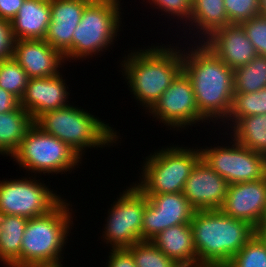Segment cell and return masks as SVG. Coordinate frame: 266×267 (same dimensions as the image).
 <instances>
[{
  "instance_id": "13",
  "label": "cell",
  "mask_w": 266,
  "mask_h": 267,
  "mask_svg": "<svg viewBox=\"0 0 266 267\" xmlns=\"http://www.w3.org/2000/svg\"><path fill=\"white\" fill-rule=\"evenodd\" d=\"M141 240H151L168 227L190 223L195 209L182 192L145 194Z\"/></svg>"
},
{
  "instance_id": "38",
  "label": "cell",
  "mask_w": 266,
  "mask_h": 267,
  "mask_svg": "<svg viewBox=\"0 0 266 267\" xmlns=\"http://www.w3.org/2000/svg\"><path fill=\"white\" fill-rule=\"evenodd\" d=\"M256 234L266 245V219L256 228Z\"/></svg>"
},
{
  "instance_id": "30",
  "label": "cell",
  "mask_w": 266,
  "mask_h": 267,
  "mask_svg": "<svg viewBox=\"0 0 266 267\" xmlns=\"http://www.w3.org/2000/svg\"><path fill=\"white\" fill-rule=\"evenodd\" d=\"M226 267H266V245L255 234Z\"/></svg>"
},
{
  "instance_id": "33",
  "label": "cell",
  "mask_w": 266,
  "mask_h": 267,
  "mask_svg": "<svg viewBox=\"0 0 266 267\" xmlns=\"http://www.w3.org/2000/svg\"><path fill=\"white\" fill-rule=\"evenodd\" d=\"M258 55L266 57V16L260 14L240 24Z\"/></svg>"
},
{
  "instance_id": "12",
  "label": "cell",
  "mask_w": 266,
  "mask_h": 267,
  "mask_svg": "<svg viewBox=\"0 0 266 267\" xmlns=\"http://www.w3.org/2000/svg\"><path fill=\"white\" fill-rule=\"evenodd\" d=\"M169 130L188 129L200 122L209 123L198 110L191 80L182 70L156 103L146 111ZM199 122V123H198ZM188 127V128H186Z\"/></svg>"
},
{
  "instance_id": "25",
  "label": "cell",
  "mask_w": 266,
  "mask_h": 267,
  "mask_svg": "<svg viewBox=\"0 0 266 267\" xmlns=\"http://www.w3.org/2000/svg\"><path fill=\"white\" fill-rule=\"evenodd\" d=\"M27 221L23 216L7 215L1 224L0 261L6 265L4 267H10L20 257Z\"/></svg>"
},
{
  "instance_id": "26",
  "label": "cell",
  "mask_w": 266,
  "mask_h": 267,
  "mask_svg": "<svg viewBox=\"0 0 266 267\" xmlns=\"http://www.w3.org/2000/svg\"><path fill=\"white\" fill-rule=\"evenodd\" d=\"M266 88V57L257 55L234 69V93H253Z\"/></svg>"
},
{
  "instance_id": "29",
  "label": "cell",
  "mask_w": 266,
  "mask_h": 267,
  "mask_svg": "<svg viewBox=\"0 0 266 267\" xmlns=\"http://www.w3.org/2000/svg\"><path fill=\"white\" fill-rule=\"evenodd\" d=\"M28 80L25 70L12 57L0 60V87L4 90L20 100Z\"/></svg>"
},
{
  "instance_id": "1",
  "label": "cell",
  "mask_w": 266,
  "mask_h": 267,
  "mask_svg": "<svg viewBox=\"0 0 266 267\" xmlns=\"http://www.w3.org/2000/svg\"><path fill=\"white\" fill-rule=\"evenodd\" d=\"M192 42L182 49L183 71L191 80L199 113L209 124L223 123L232 106L234 70L203 42Z\"/></svg>"
},
{
  "instance_id": "23",
  "label": "cell",
  "mask_w": 266,
  "mask_h": 267,
  "mask_svg": "<svg viewBox=\"0 0 266 267\" xmlns=\"http://www.w3.org/2000/svg\"><path fill=\"white\" fill-rule=\"evenodd\" d=\"M33 124L31 115L21 106L16 110L0 113V155L11 157Z\"/></svg>"
},
{
  "instance_id": "3",
  "label": "cell",
  "mask_w": 266,
  "mask_h": 267,
  "mask_svg": "<svg viewBox=\"0 0 266 267\" xmlns=\"http://www.w3.org/2000/svg\"><path fill=\"white\" fill-rule=\"evenodd\" d=\"M190 225L198 267H226L256 234L249 223L220 210L195 211Z\"/></svg>"
},
{
  "instance_id": "7",
  "label": "cell",
  "mask_w": 266,
  "mask_h": 267,
  "mask_svg": "<svg viewBox=\"0 0 266 267\" xmlns=\"http://www.w3.org/2000/svg\"><path fill=\"white\" fill-rule=\"evenodd\" d=\"M120 6L118 2L91 1L85 7L73 32L72 50L64 57L66 62L83 61L110 50L117 41L118 32L122 31L119 28L123 27L121 15L124 13Z\"/></svg>"
},
{
  "instance_id": "17",
  "label": "cell",
  "mask_w": 266,
  "mask_h": 267,
  "mask_svg": "<svg viewBox=\"0 0 266 267\" xmlns=\"http://www.w3.org/2000/svg\"><path fill=\"white\" fill-rule=\"evenodd\" d=\"M65 82L61 73L54 77L29 79L24 95L20 99V106L35 121L44 112L71 104L68 101L71 92Z\"/></svg>"
},
{
  "instance_id": "22",
  "label": "cell",
  "mask_w": 266,
  "mask_h": 267,
  "mask_svg": "<svg viewBox=\"0 0 266 267\" xmlns=\"http://www.w3.org/2000/svg\"><path fill=\"white\" fill-rule=\"evenodd\" d=\"M229 24L223 0H192V11L187 26L190 31L188 34L197 30L192 34H197L192 37L193 39L199 38L194 39L195 42H203L216 29Z\"/></svg>"
},
{
  "instance_id": "35",
  "label": "cell",
  "mask_w": 266,
  "mask_h": 267,
  "mask_svg": "<svg viewBox=\"0 0 266 267\" xmlns=\"http://www.w3.org/2000/svg\"><path fill=\"white\" fill-rule=\"evenodd\" d=\"M105 267H137L132 253L127 248L110 249Z\"/></svg>"
},
{
  "instance_id": "36",
  "label": "cell",
  "mask_w": 266,
  "mask_h": 267,
  "mask_svg": "<svg viewBox=\"0 0 266 267\" xmlns=\"http://www.w3.org/2000/svg\"><path fill=\"white\" fill-rule=\"evenodd\" d=\"M23 3L24 0H0V18L10 22Z\"/></svg>"
},
{
  "instance_id": "14",
  "label": "cell",
  "mask_w": 266,
  "mask_h": 267,
  "mask_svg": "<svg viewBox=\"0 0 266 267\" xmlns=\"http://www.w3.org/2000/svg\"><path fill=\"white\" fill-rule=\"evenodd\" d=\"M220 211L256 229L266 219V176L256 181L229 184Z\"/></svg>"
},
{
  "instance_id": "31",
  "label": "cell",
  "mask_w": 266,
  "mask_h": 267,
  "mask_svg": "<svg viewBox=\"0 0 266 267\" xmlns=\"http://www.w3.org/2000/svg\"><path fill=\"white\" fill-rule=\"evenodd\" d=\"M230 24H241L261 14L260 0H223Z\"/></svg>"
},
{
  "instance_id": "18",
  "label": "cell",
  "mask_w": 266,
  "mask_h": 267,
  "mask_svg": "<svg viewBox=\"0 0 266 267\" xmlns=\"http://www.w3.org/2000/svg\"><path fill=\"white\" fill-rule=\"evenodd\" d=\"M91 0H50L51 18L45 41L64 57L72 50L73 32Z\"/></svg>"
},
{
  "instance_id": "2",
  "label": "cell",
  "mask_w": 266,
  "mask_h": 267,
  "mask_svg": "<svg viewBox=\"0 0 266 267\" xmlns=\"http://www.w3.org/2000/svg\"><path fill=\"white\" fill-rule=\"evenodd\" d=\"M178 44V45H177ZM172 44L130 50L120 62L128 89L142 109L149 110L183 70L182 49ZM165 45V46H164ZM149 47V48H148ZM128 80V81H127ZM139 101V102H138Z\"/></svg>"
},
{
  "instance_id": "24",
  "label": "cell",
  "mask_w": 266,
  "mask_h": 267,
  "mask_svg": "<svg viewBox=\"0 0 266 267\" xmlns=\"http://www.w3.org/2000/svg\"><path fill=\"white\" fill-rule=\"evenodd\" d=\"M232 131V132H231ZM228 138L266 156V114L251 115L240 118L230 129Z\"/></svg>"
},
{
  "instance_id": "21",
  "label": "cell",
  "mask_w": 266,
  "mask_h": 267,
  "mask_svg": "<svg viewBox=\"0 0 266 267\" xmlns=\"http://www.w3.org/2000/svg\"><path fill=\"white\" fill-rule=\"evenodd\" d=\"M50 0H24L17 15L10 21L15 40L45 39L50 24Z\"/></svg>"
},
{
  "instance_id": "6",
  "label": "cell",
  "mask_w": 266,
  "mask_h": 267,
  "mask_svg": "<svg viewBox=\"0 0 266 267\" xmlns=\"http://www.w3.org/2000/svg\"><path fill=\"white\" fill-rule=\"evenodd\" d=\"M176 144L166 146L143 157L142 168L135 185L144 194H167L183 191L186 180L201 158L200 146L192 148ZM197 148V149H196ZM142 174V175H141Z\"/></svg>"
},
{
  "instance_id": "10",
  "label": "cell",
  "mask_w": 266,
  "mask_h": 267,
  "mask_svg": "<svg viewBox=\"0 0 266 267\" xmlns=\"http://www.w3.org/2000/svg\"><path fill=\"white\" fill-rule=\"evenodd\" d=\"M31 175L0 180V212L31 219L49 213L63 200L57 191Z\"/></svg>"
},
{
  "instance_id": "20",
  "label": "cell",
  "mask_w": 266,
  "mask_h": 267,
  "mask_svg": "<svg viewBox=\"0 0 266 267\" xmlns=\"http://www.w3.org/2000/svg\"><path fill=\"white\" fill-rule=\"evenodd\" d=\"M150 241L179 266L198 267L190 223L168 227Z\"/></svg>"
},
{
  "instance_id": "16",
  "label": "cell",
  "mask_w": 266,
  "mask_h": 267,
  "mask_svg": "<svg viewBox=\"0 0 266 267\" xmlns=\"http://www.w3.org/2000/svg\"><path fill=\"white\" fill-rule=\"evenodd\" d=\"M12 58L25 70L29 79L54 77L62 72L64 56L44 39L15 40Z\"/></svg>"
},
{
  "instance_id": "19",
  "label": "cell",
  "mask_w": 266,
  "mask_h": 267,
  "mask_svg": "<svg viewBox=\"0 0 266 267\" xmlns=\"http://www.w3.org/2000/svg\"><path fill=\"white\" fill-rule=\"evenodd\" d=\"M203 43L233 70L258 55L240 24L216 29Z\"/></svg>"
},
{
  "instance_id": "5",
  "label": "cell",
  "mask_w": 266,
  "mask_h": 267,
  "mask_svg": "<svg viewBox=\"0 0 266 267\" xmlns=\"http://www.w3.org/2000/svg\"><path fill=\"white\" fill-rule=\"evenodd\" d=\"M34 124L69 145L81 158L87 148H109L120 138L109 123L72 104L42 113Z\"/></svg>"
},
{
  "instance_id": "4",
  "label": "cell",
  "mask_w": 266,
  "mask_h": 267,
  "mask_svg": "<svg viewBox=\"0 0 266 267\" xmlns=\"http://www.w3.org/2000/svg\"><path fill=\"white\" fill-rule=\"evenodd\" d=\"M72 206L63 199L49 213L28 219L20 257L10 267H64L63 247L74 226Z\"/></svg>"
},
{
  "instance_id": "34",
  "label": "cell",
  "mask_w": 266,
  "mask_h": 267,
  "mask_svg": "<svg viewBox=\"0 0 266 267\" xmlns=\"http://www.w3.org/2000/svg\"><path fill=\"white\" fill-rule=\"evenodd\" d=\"M14 41L10 22L0 18V60L12 57Z\"/></svg>"
},
{
  "instance_id": "40",
  "label": "cell",
  "mask_w": 266,
  "mask_h": 267,
  "mask_svg": "<svg viewBox=\"0 0 266 267\" xmlns=\"http://www.w3.org/2000/svg\"><path fill=\"white\" fill-rule=\"evenodd\" d=\"M6 216L7 215L4 212H0V227H1V224L4 222ZM0 232H1V228H0Z\"/></svg>"
},
{
  "instance_id": "27",
  "label": "cell",
  "mask_w": 266,
  "mask_h": 267,
  "mask_svg": "<svg viewBox=\"0 0 266 267\" xmlns=\"http://www.w3.org/2000/svg\"><path fill=\"white\" fill-rule=\"evenodd\" d=\"M262 114H266V88L253 93H234L230 113L223 124L218 126L225 124L226 128L229 127L227 130L229 132L240 118Z\"/></svg>"
},
{
  "instance_id": "8",
  "label": "cell",
  "mask_w": 266,
  "mask_h": 267,
  "mask_svg": "<svg viewBox=\"0 0 266 267\" xmlns=\"http://www.w3.org/2000/svg\"><path fill=\"white\" fill-rule=\"evenodd\" d=\"M19 167L36 174H64L79 167L81 158L69 145L42 131L33 124L26 132L19 148L13 153Z\"/></svg>"
},
{
  "instance_id": "11",
  "label": "cell",
  "mask_w": 266,
  "mask_h": 267,
  "mask_svg": "<svg viewBox=\"0 0 266 267\" xmlns=\"http://www.w3.org/2000/svg\"><path fill=\"white\" fill-rule=\"evenodd\" d=\"M200 147L201 158L228 184L256 181L266 176V156L237 143ZM232 144V145H231ZM228 145V146H227Z\"/></svg>"
},
{
  "instance_id": "9",
  "label": "cell",
  "mask_w": 266,
  "mask_h": 267,
  "mask_svg": "<svg viewBox=\"0 0 266 267\" xmlns=\"http://www.w3.org/2000/svg\"><path fill=\"white\" fill-rule=\"evenodd\" d=\"M146 197L133 182L110 204L102 232V239L109 249L129 248L141 241Z\"/></svg>"
},
{
  "instance_id": "32",
  "label": "cell",
  "mask_w": 266,
  "mask_h": 267,
  "mask_svg": "<svg viewBox=\"0 0 266 267\" xmlns=\"http://www.w3.org/2000/svg\"><path fill=\"white\" fill-rule=\"evenodd\" d=\"M149 2V3H148ZM145 3L150 4L151 8L163 11L161 15L166 14V16L171 17L173 20L182 21L181 24H185L190 19L192 11V0H146ZM171 14V15H170ZM185 21V23H183Z\"/></svg>"
},
{
  "instance_id": "39",
  "label": "cell",
  "mask_w": 266,
  "mask_h": 267,
  "mask_svg": "<svg viewBox=\"0 0 266 267\" xmlns=\"http://www.w3.org/2000/svg\"><path fill=\"white\" fill-rule=\"evenodd\" d=\"M261 14L266 16V0H260Z\"/></svg>"
},
{
  "instance_id": "41",
  "label": "cell",
  "mask_w": 266,
  "mask_h": 267,
  "mask_svg": "<svg viewBox=\"0 0 266 267\" xmlns=\"http://www.w3.org/2000/svg\"><path fill=\"white\" fill-rule=\"evenodd\" d=\"M91 1H110V2H118V3H120L121 0H91Z\"/></svg>"
},
{
  "instance_id": "37",
  "label": "cell",
  "mask_w": 266,
  "mask_h": 267,
  "mask_svg": "<svg viewBox=\"0 0 266 267\" xmlns=\"http://www.w3.org/2000/svg\"><path fill=\"white\" fill-rule=\"evenodd\" d=\"M19 106L20 100L0 87V113L16 110Z\"/></svg>"
},
{
  "instance_id": "28",
  "label": "cell",
  "mask_w": 266,
  "mask_h": 267,
  "mask_svg": "<svg viewBox=\"0 0 266 267\" xmlns=\"http://www.w3.org/2000/svg\"><path fill=\"white\" fill-rule=\"evenodd\" d=\"M127 249L132 253L137 267H181L150 240H141Z\"/></svg>"
},
{
  "instance_id": "15",
  "label": "cell",
  "mask_w": 266,
  "mask_h": 267,
  "mask_svg": "<svg viewBox=\"0 0 266 267\" xmlns=\"http://www.w3.org/2000/svg\"><path fill=\"white\" fill-rule=\"evenodd\" d=\"M228 185L224 178L200 158L186 180L182 193L196 211L220 210Z\"/></svg>"
}]
</instances>
